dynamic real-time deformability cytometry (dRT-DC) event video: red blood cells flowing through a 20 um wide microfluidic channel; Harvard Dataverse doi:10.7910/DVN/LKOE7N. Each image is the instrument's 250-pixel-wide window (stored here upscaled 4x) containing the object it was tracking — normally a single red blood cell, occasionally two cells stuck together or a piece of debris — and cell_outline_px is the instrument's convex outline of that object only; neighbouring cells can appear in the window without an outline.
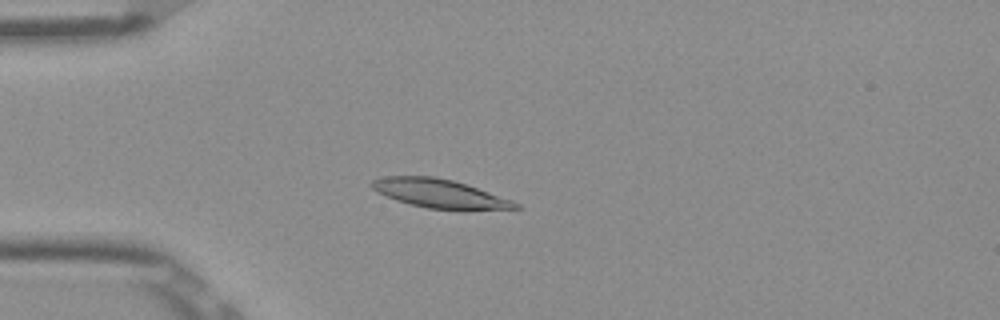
{"species": "Egyptian fruit bat (a non-hibernating species)", "species_latin": "Rousettus aegyptiacus", "temperature_condition": "room temperature", "stored_images_in_passage": 44, "camera_frame_rate_fps": 3000, "um_per_image_px": 0.085, "frame": {"image": 1, "passage_image": 6, "time_ms": 1.667, "image_size_px": [1000, 320], "cell_outline_px": [[520, 208], [428, 208], [408, 204], [396, 200], [376, 192], [368, 184], [372, 180], [384, 176], [432, 176], [452, 180], [512, 200], [520, 204]], "centroid_in_image_um": [37.22, 16.42], "position_along_channel_um": 47.8, "area_um2": 23.24}}
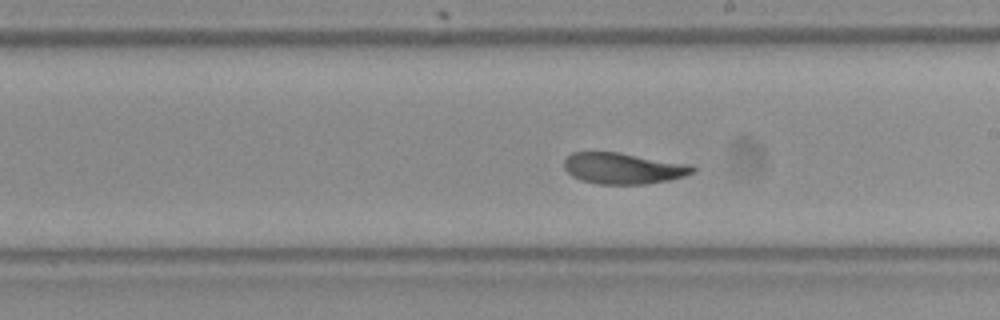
{"frame": {"image": 2, "passage_image": 22, "time_ms": 7.0, "image_size_px": [1000, 320], "cell_outline_px": [[696, 168], [692, 172], [684, 176], [668, 180], [644, 184], [600, 184], [580, 180], [572, 176], [564, 168], [564, 160], [572, 152], [620, 152], [692, 164]], "centroid_in_image_um": [52.98, 14.3], "position_along_channel_um": 236.0, "area_um2": 23.41}}
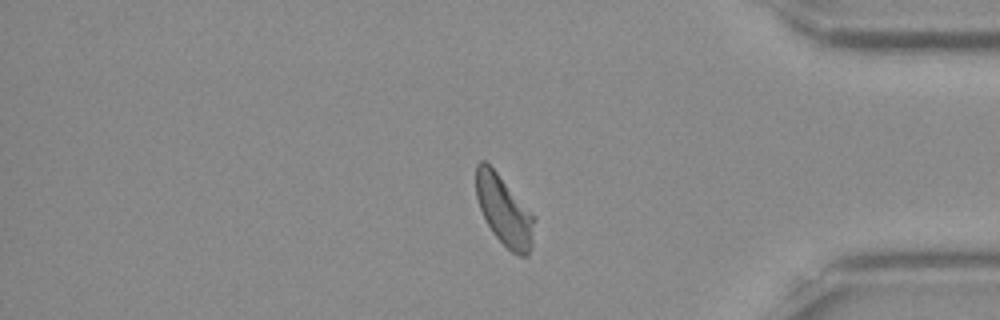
{"frame": {"image": 3, "passage_image": 36, "time_ms": 11.667, "image_size_px": [1000, 320], "cell_outline_px": [[536, 220], [532, 248], [528, 256], [520, 256], [512, 252], [492, 232], [480, 208], [476, 196], [476, 164], [480, 160], [484, 160], [496, 172], [536, 216]], "centroid_in_image_um": [42.89, 17.93], "position_along_channel_um": 392.3, "area_um2": 23.64}, "authors_computed_cell_mechanics": {"area_um2": 23.8136, "velocity_mm_per_s": 3.85, "shape_relaxation_time_tau1_ms": 2.6928, "shape_relaxation_time_tau2_ms": 1.5806, "deformation_change_tau1": 0.1149, "deformation_change_tau2": 0.0561}}